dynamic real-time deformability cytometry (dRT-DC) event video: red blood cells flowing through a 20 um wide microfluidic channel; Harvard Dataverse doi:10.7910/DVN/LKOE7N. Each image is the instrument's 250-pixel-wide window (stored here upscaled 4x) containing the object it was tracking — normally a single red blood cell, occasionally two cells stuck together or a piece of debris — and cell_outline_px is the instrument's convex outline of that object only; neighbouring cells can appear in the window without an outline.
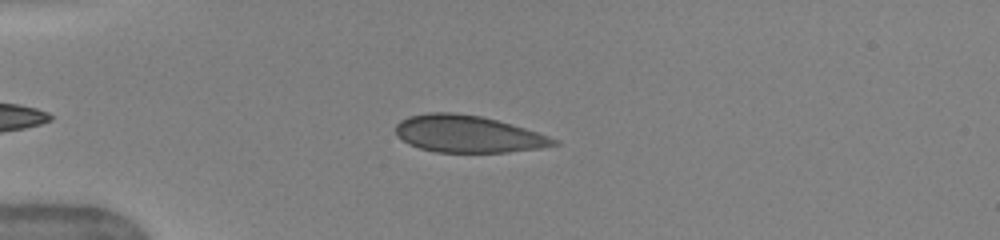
{"species": "human", "species_latin": "Homo sapiens", "temperature_condition": "warm", "stored_images_in_passage": 43, "camera_frame_rate_fps": 3000, "um_per_image_px": 0.085, "donor": {"sex": "female"}, "frame": {"image": 1, "passage_image": 7, "time_ms": 2.0, "image_size_px": [1000, 240], "cell_outline_px": [[560, 144], [540, 148], [508, 152], [436, 152], [420, 148], [408, 144], [396, 136], [396, 124], [400, 120], [408, 116], [428, 112], [452, 112], [480, 116], [512, 124], [560, 140]], "centroid_in_image_um": [39.75, 11.39], "position_along_channel_um": 45.3, "area_um2": 34.16}}
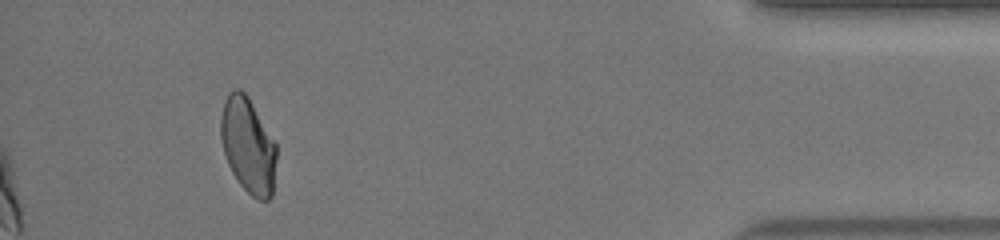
{"frame": {"image": 2, "passage_image": 40, "time_ms": 13.0, "image_size_px": [1000, 240], "cell_outline_px": [[276, 160], [272, 196], [268, 200], [256, 200], [240, 184], [232, 172], [224, 156], [220, 136], [220, 116], [224, 100], [228, 92], [236, 88], [240, 88], [248, 96], [276, 140]], "centroid_in_image_um": [21.08, 12.33], "position_along_channel_um": 414.1, "area_um2": 31.56}, "authors_computed_cell_mechanics": {"area_um2": 33.5818, "velocity_mm_per_s": 4.0633, "shape_relaxation_time_tau1_ms": 10.6718, "shape_relaxation_time_tau2_ms": null, "deformation_change_tau1": 0.2321, "deformation_change_tau2": null}}